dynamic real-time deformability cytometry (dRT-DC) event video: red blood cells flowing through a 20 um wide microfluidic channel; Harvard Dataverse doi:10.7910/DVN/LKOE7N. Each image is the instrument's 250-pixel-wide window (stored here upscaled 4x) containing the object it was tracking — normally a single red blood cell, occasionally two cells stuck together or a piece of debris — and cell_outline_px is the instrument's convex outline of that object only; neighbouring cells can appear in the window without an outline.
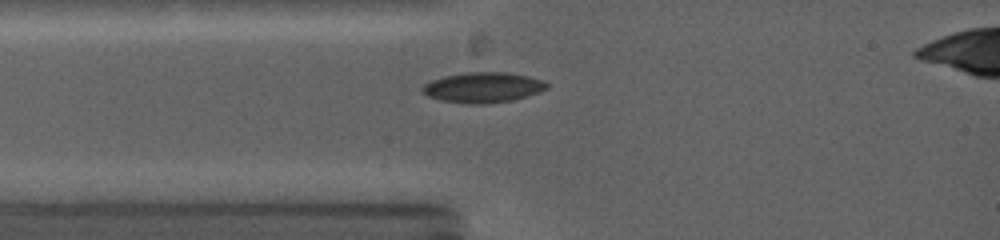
{"species": "common noctule bat (a hibernating species)", "species_latin": "Nyctalus noctula", "temperature_condition": "warm", "stored_images_in_passage": 3, "camera_frame_rate_fps": 5000, "um_per_image_px": 0.085, "animal": {"sex": "female", "body_mass_g": 19.0, "forearm_length_mm": 53.3}, "frame": {"image": 1, "passage_image": 3, "time_ms": 2.0, "image_size_px": [1000, 240], "cell_outline_px": [[548, 88], [512, 100], [488, 104], [468, 104], [440, 100], [428, 96], [420, 92], [420, 88], [424, 84], [432, 80], [444, 76], [464, 72], [508, 72], [528, 76], [544, 80], [548, 84]], "centroid_in_image_um": [41.01, 7.43], "position_along_channel_um": 44.0, "area_um2": 22.08}}